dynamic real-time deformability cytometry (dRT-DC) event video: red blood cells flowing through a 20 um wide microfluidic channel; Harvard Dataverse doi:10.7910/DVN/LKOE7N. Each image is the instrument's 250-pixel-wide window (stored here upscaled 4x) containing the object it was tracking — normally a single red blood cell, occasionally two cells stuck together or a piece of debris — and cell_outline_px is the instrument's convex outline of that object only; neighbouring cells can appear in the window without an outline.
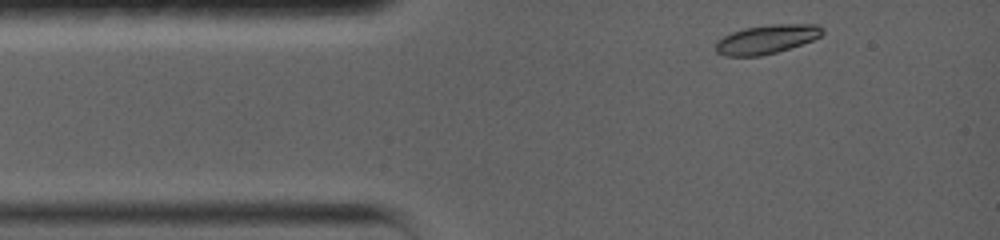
{"species": "common noctule bat (a hibernating species)", "species_latin": "Nyctalus noctula", "temperature_condition": "warm", "stored_images_in_passage": 9, "camera_frame_rate_fps": 5000, "um_per_image_px": 0.085, "animal": {"sex": "female", "body_mass_g": 19.0, "forearm_length_mm": 56.7}, "frame": {"image": 1, "passage_image": 1, "time_ms": 0.0, "image_size_px": [1000, 240], "cell_outline_px": [[824, 32], [820, 36], [812, 40], [776, 52], [760, 56], [724, 56], [716, 52], [716, 40], [732, 32], [744, 28], [772, 24], [816, 24], [824, 28]], "centroid_in_image_um": [65.15, 3.33], "position_along_channel_um": 19.9, "area_um2": 17.92}}
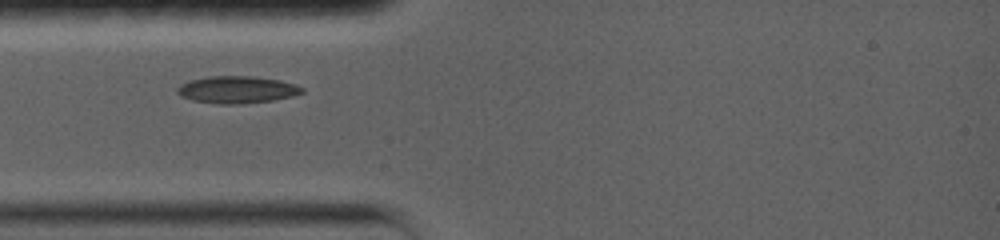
{"frame": {"image": 2, "passage_image": 6, "time_ms": 2.2, "image_size_px": [1000, 240], "cell_outline_px": [[304, 92], [292, 96], [272, 100], [236, 104], [220, 104], [192, 100], [180, 96], [176, 92], [176, 88], [180, 84], [188, 80], [208, 76], [252, 76], [280, 80], [296, 84], [304, 88]], "centroid_in_image_um": [20.11, 7.61], "position_along_channel_um": 64.9, "area_um2": 19.83}}
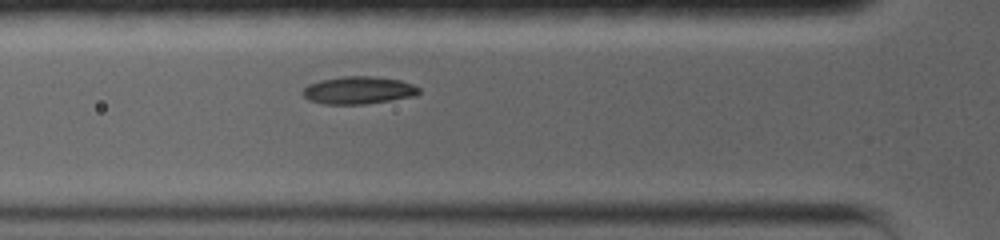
{"frame": {"image": 3, "passage_image": 8, "time_ms": 3.0, "image_size_px": [1000, 240], "cell_outline_px": [[420, 92], [412, 96], [392, 100], [364, 104], [324, 104], [308, 100], [300, 92], [308, 84], [320, 80], [344, 76], [372, 76], [400, 80], [412, 84], [420, 88]], "centroid_in_image_um": [30.43, 7.67], "position_along_channel_um": 95.4, "area_um2": 18.67}}